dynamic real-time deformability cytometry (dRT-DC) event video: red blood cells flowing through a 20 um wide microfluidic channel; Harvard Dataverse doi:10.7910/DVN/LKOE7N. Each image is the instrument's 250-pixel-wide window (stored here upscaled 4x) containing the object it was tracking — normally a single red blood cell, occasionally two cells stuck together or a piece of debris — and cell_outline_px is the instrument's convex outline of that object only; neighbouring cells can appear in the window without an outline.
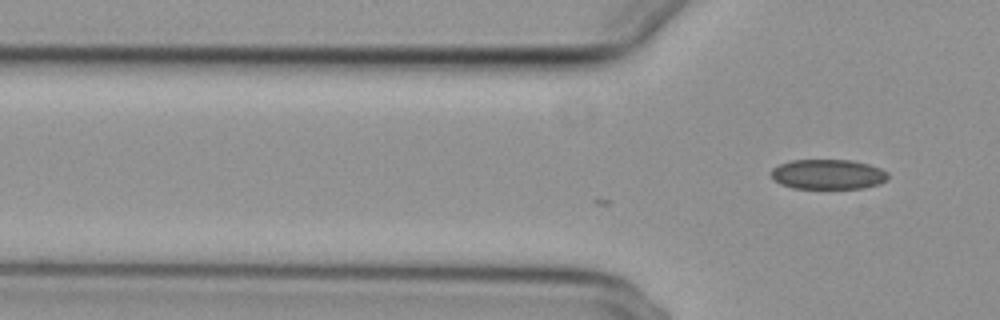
{"species": "common noctule bat (a hibernating species)", "species_latin": "Nyctalus noctula", "temperature_condition": "cold", "stored_images_in_passage": 2, "camera_frame_rate_fps": 3000, "um_per_image_px": 0.085, "animal": {"sex": "female", "body_mass_g": 29.2, "forearm_length_mm": 56.3}, "frame": {"image": 1, "passage_image": 2, "time_ms": 0.333, "image_size_px": [1000, 320], "cell_outline_px": [[888, 180], [880, 184], [864, 188], [792, 188], [780, 184], [772, 180], [772, 168], [780, 164], [792, 160], [852, 160], [868, 164], [880, 168], [888, 172]], "centroid_in_image_um": [70.39, 14.82], "position_along_channel_um": 55.4, "area_um2": 20.52}}